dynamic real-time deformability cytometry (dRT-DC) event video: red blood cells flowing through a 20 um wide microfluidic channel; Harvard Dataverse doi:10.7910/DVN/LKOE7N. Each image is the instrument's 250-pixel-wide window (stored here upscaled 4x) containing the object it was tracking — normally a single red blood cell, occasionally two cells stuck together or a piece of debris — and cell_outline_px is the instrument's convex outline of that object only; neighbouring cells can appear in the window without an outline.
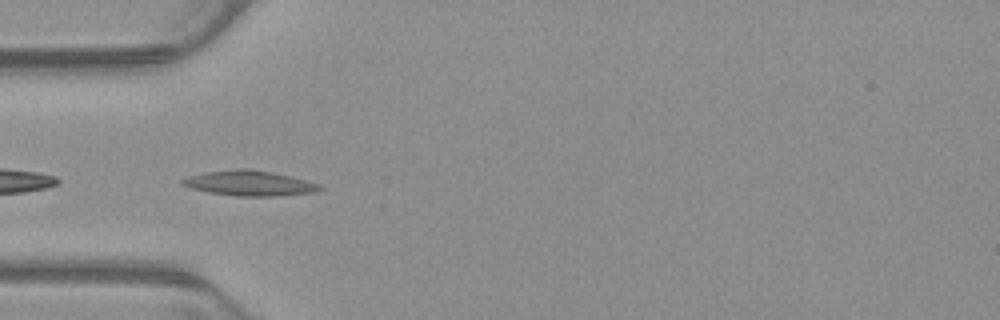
{"species": "common noctule bat (a hibernating species)", "species_latin": "Nyctalus noctula", "temperature_condition": "warm", "stored_images_in_passage": 14, "camera_frame_rate_fps": 3000, "um_per_image_px": 0.085, "animal": {"sex": "male", "body_mass_g": 23.1, "forearm_length_mm": 52.7}, "frame": {"image": 1, "passage_image": 1, "time_ms": 0.0, "image_size_px": [1000, 320], "cell_outline_px": [[324, 188], [316, 192], [280, 196], [236, 196], [208, 192], [192, 188], [180, 184], [180, 180], [188, 176], [204, 172], [240, 168], [248, 168], [272, 172], [292, 176], [320, 184]], "centroid_in_image_um": [21.22, 15.57], "position_along_channel_um": 63.8, "area_um2": 20.35}}
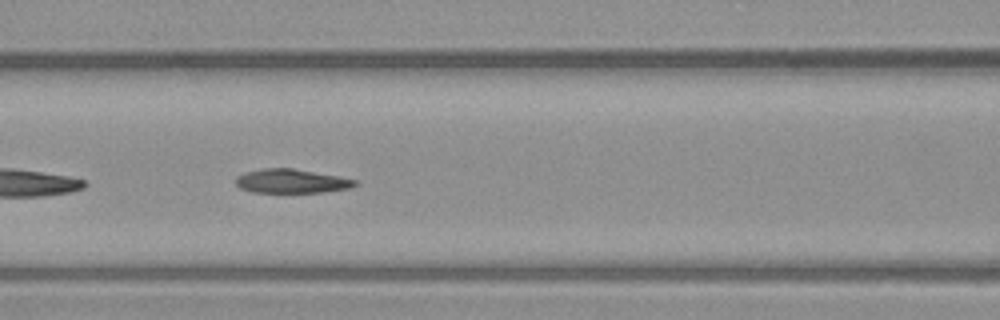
{"frame": {"image": 2, "passage_image": 7, "time_ms": 2.0, "image_size_px": [1000, 320], "cell_outline_px": [[360, 184], [352, 188], [324, 192], [252, 192], [240, 188], [236, 184], [236, 176], [244, 172], [260, 168], [292, 168], [340, 176], [360, 180]], "centroid_in_image_um": [24.83, 15.39], "position_along_channel_um": 141.8, "area_um2": 16.99}}
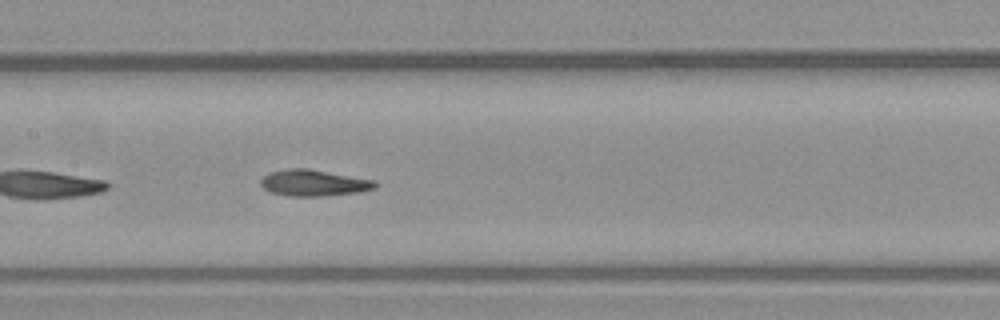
{"frame": {"image": 3, "passage_image": 10, "time_ms": 3.0, "image_size_px": [1000, 320], "cell_outline_px": [[380, 184], [376, 188], [360, 192], [328, 196], [288, 196], [272, 192], [264, 188], [260, 184], [260, 180], [268, 172], [288, 168], [308, 168], [376, 180]], "centroid_in_image_um": [26.72, 15.54], "position_along_channel_um": 180.7, "area_um2": 17.86}}